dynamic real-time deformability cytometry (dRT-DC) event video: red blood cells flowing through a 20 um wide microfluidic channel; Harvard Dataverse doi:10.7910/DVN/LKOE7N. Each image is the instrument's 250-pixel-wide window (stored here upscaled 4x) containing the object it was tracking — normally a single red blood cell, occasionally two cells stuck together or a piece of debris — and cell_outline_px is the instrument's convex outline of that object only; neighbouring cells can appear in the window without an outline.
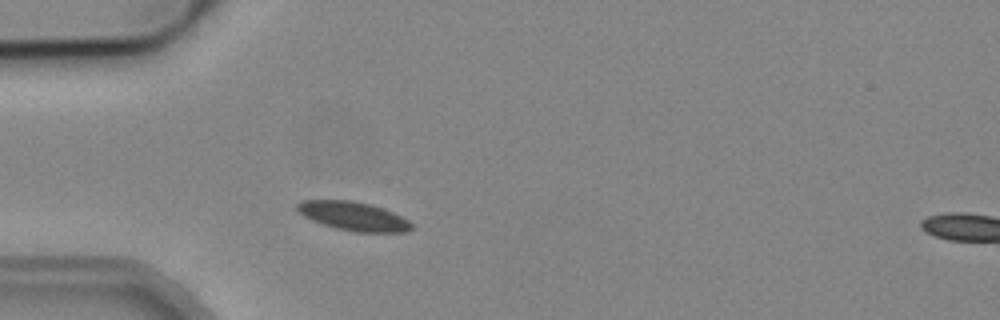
{"species": "common noctule bat (a hibernating species)", "species_latin": "Nyctalus noctula", "temperature_condition": "cold", "stored_images_in_passage": 1, "camera_frame_rate_fps": 3000, "um_per_image_px": 0.085, "animal": {"sex": "male", "body_mass_g": 19.2, "forearm_length_mm": 51.8}, "frame": {"image": 1, "passage_image": 1, "time_ms": 0.0, "image_size_px": [1000, 320], "cell_outline_px": [[416, 228], [408, 232], [356, 232], [336, 228], [312, 220], [304, 216], [296, 208], [296, 204], [300, 200], [352, 200], [368, 204], [392, 212], [408, 220]], "centroid_in_image_um": [30.05, 18.38], "position_along_channel_um": 54.9, "area_um2": 19.07}}